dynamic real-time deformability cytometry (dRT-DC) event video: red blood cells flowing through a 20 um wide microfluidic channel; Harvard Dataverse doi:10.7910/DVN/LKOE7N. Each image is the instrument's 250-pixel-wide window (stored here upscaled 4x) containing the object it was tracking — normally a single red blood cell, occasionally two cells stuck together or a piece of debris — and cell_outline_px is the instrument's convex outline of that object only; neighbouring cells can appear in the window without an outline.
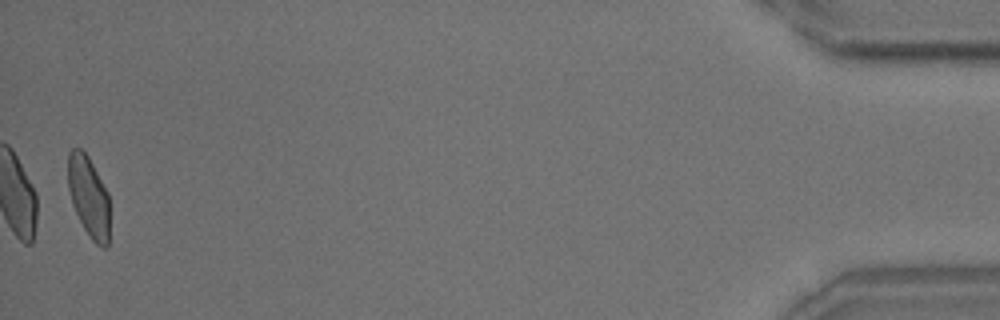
{"species": "common noctule bat (a hibernating species)", "species_latin": "Nyctalus noctula", "temperature_condition": "room temperature", "stored_images_in_passage": 55, "camera_frame_rate_fps": 3000, "um_per_image_px": 0.085, "animal": {"sex": "male", "body_mass_g": 18.8}, "frame": {"image": 1, "passage_image": 54, "time_ms": 17.667, "image_size_px": [1000, 320], "cell_outline_px": [[108, 248], [104, 248], [96, 244], [92, 240], [84, 228], [72, 204], [68, 188], [68, 152], [72, 148], [80, 148], [88, 156], [108, 192]], "centroid_in_image_um": [7.53, 16.69], "position_along_channel_um": 427.7, "area_um2": 19.48}, "authors_computed_cell_mechanics": {"area_um2": 20.6924, "velocity_mm_per_s": 3.6091, "shape_relaxation_time_tau1_ms": 7.9323, "shape_relaxation_time_tau2_ms": 1.0656, "deformation_change_tau1": 0.1538, "deformation_change_tau2": 0.0725}}